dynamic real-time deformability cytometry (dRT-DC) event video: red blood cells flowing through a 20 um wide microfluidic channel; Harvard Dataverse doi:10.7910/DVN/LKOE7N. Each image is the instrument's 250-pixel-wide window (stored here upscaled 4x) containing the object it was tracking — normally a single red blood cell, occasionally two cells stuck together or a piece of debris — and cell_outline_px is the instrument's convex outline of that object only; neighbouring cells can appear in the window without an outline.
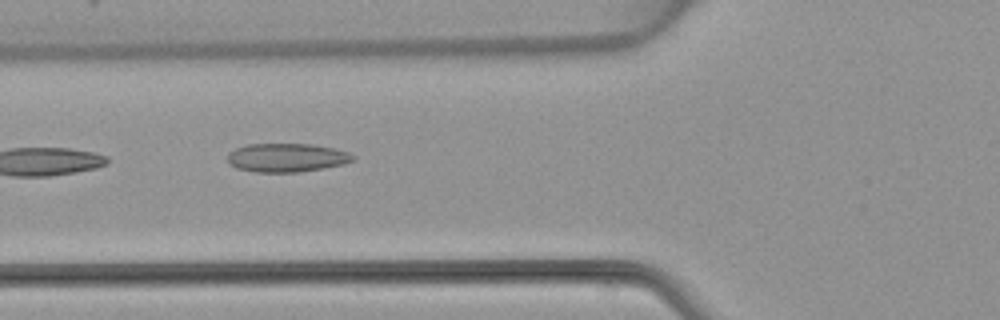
{"species": "common noctule bat (a hibernating species)", "species_latin": "Nyctalus noctula", "temperature_condition": "warm", "stored_images_in_passage": 3, "camera_frame_rate_fps": 3000, "um_per_image_px": 0.085, "animal": {"sex": "female", "body_mass_g": 22.7, "forearm_length_mm": 54.2}, "frame": {"image": 1, "passage_image": 2, "time_ms": 1.0, "image_size_px": [1000, 320], "cell_outline_px": [[356, 160], [344, 164], [324, 168], [296, 172], [256, 172], [236, 168], [228, 164], [228, 152], [236, 148], [248, 144], [312, 144], [332, 148], [348, 152], [356, 156]], "centroid_in_image_um": [24.37, 13.4], "position_along_channel_um": 101.4, "area_um2": 21.04}}
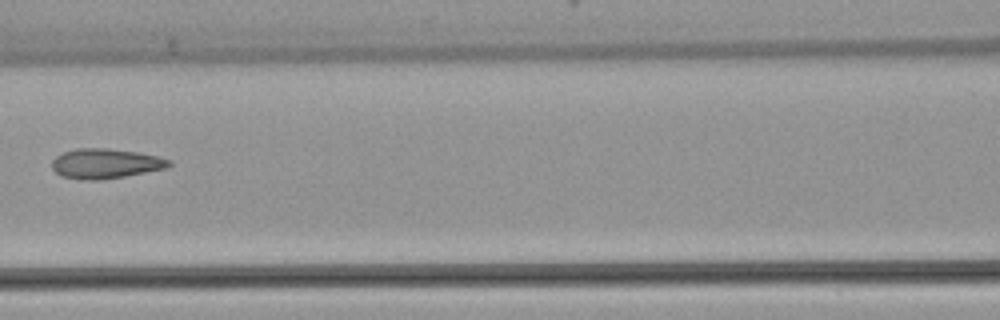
{"frame": {"image": 2, "passage_image": 3, "time_ms": 2.333, "image_size_px": [1000, 320], "cell_outline_px": [[172, 164], [168, 168], [124, 176], [100, 180], [84, 180], [60, 176], [52, 168], [52, 160], [56, 156], [64, 152], [76, 148], [108, 148], [136, 152], [160, 156], [172, 160]], "centroid_in_image_um": [8.99, 13.9], "position_along_channel_um": 157.6, "area_um2": 20.52}}